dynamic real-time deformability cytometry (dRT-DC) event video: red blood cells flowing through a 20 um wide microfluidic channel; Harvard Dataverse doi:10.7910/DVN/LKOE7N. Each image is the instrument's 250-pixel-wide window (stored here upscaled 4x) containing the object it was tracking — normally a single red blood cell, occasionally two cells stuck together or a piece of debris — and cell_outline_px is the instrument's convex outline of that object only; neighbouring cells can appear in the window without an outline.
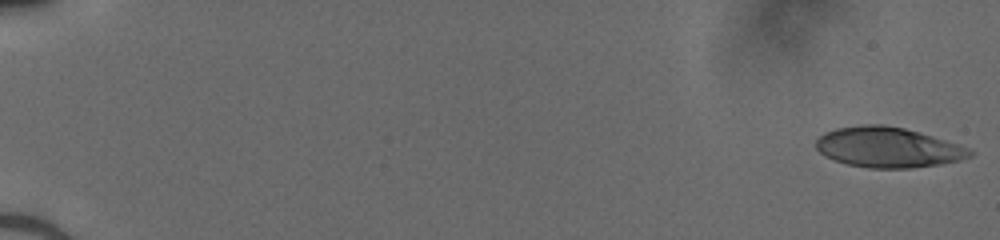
{"species": "human", "species_latin": "Homo sapiens", "temperature_condition": "cold", "stored_images_in_passage": 51, "camera_frame_rate_fps": 3000, "um_per_image_px": 0.085, "donor": {"sex": "male"}, "frame": {"image": 1, "passage_image": 1, "time_ms": 0.0, "image_size_px": [1000, 240], "cell_outline_px": [[976, 152], [972, 156], [960, 160], [940, 164], [912, 168], [868, 168], [848, 164], [824, 156], [816, 148], [816, 140], [824, 132], [836, 128], [860, 124], [884, 124], [904, 128], [920, 132], [968, 148]], "centroid_in_image_um": [75.47, 12.52], "position_along_channel_um": 9.5, "area_um2": 36.13}}
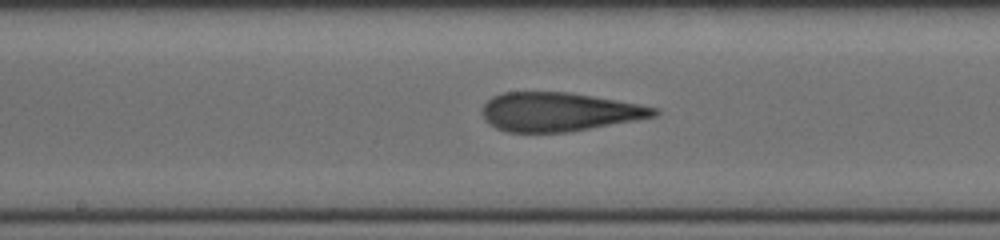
{"frame": {"image": 2, "passage_image": 29, "time_ms": 9.333, "image_size_px": [1000, 240], "cell_outline_px": [[660, 112], [656, 116], [568, 132], [508, 132], [496, 128], [488, 124], [484, 120], [480, 112], [484, 104], [492, 96], [504, 92], [568, 92], [640, 104], [656, 108]], "centroid_in_image_um": [47.45, 9.51], "position_along_channel_um": 200.7, "area_um2": 38.78}}
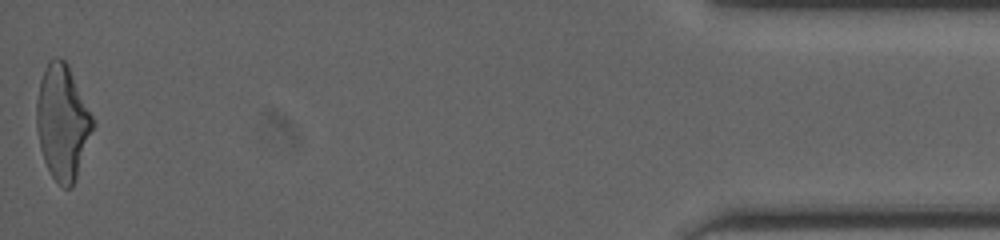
{"frame": {"image": 3, "passage_image": 51, "time_ms": 16.667, "image_size_px": [1000, 240], "cell_outline_px": [[96, 124], [72, 188], [64, 188], [52, 176], [44, 160], [40, 148], [36, 128], [36, 100], [40, 80], [44, 68], [48, 60], [56, 56], [64, 60], [68, 64]], "centroid_in_image_um": [5.31, 10.36], "position_along_channel_um": 429.9, "area_um2": 37.74}}